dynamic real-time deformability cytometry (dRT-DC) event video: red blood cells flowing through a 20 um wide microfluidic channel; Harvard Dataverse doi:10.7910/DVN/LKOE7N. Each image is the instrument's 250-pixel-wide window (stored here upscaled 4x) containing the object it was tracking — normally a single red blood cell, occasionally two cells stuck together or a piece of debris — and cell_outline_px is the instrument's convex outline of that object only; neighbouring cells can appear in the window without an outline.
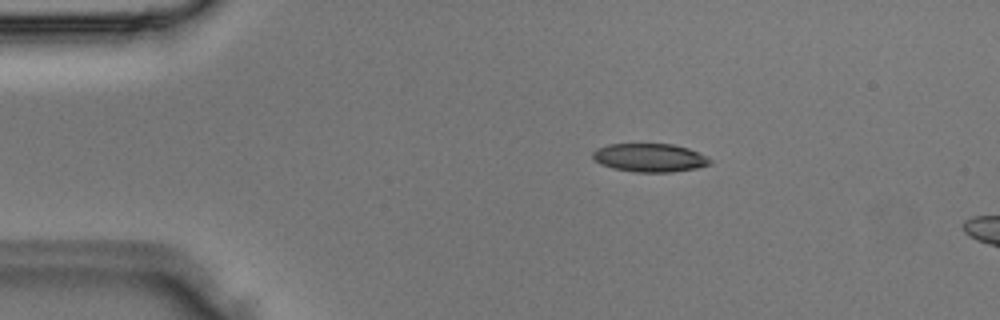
{"species": "Egyptian fruit bat (a non-hibernating species)", "species_latin": "Rousettus aegyptiacus", "temperature_condition": "room temperature", "stored_images_in_passage": 2, "camera_frame_rate_fps": 3000, "um_per_image_px": 0.085, "animal": {"sex": "male"}, "frame": {"image": 1, "passage_image": 1, "time_ms": 0.0, "image_size_px": [1000, 320], "cell_outline_px": [[712, 160], [708, 164], [696, 168], [672, 172], [636, 172], [612, 168], [600, 164], [592, 156], [592, 152], [596, 148], [608, 144], [672, 144], [688, 148]], "centroid_in_image_um": [55.17, 13.4], "position_along_channel_um": 29.8, "area_um2": 19.25}}